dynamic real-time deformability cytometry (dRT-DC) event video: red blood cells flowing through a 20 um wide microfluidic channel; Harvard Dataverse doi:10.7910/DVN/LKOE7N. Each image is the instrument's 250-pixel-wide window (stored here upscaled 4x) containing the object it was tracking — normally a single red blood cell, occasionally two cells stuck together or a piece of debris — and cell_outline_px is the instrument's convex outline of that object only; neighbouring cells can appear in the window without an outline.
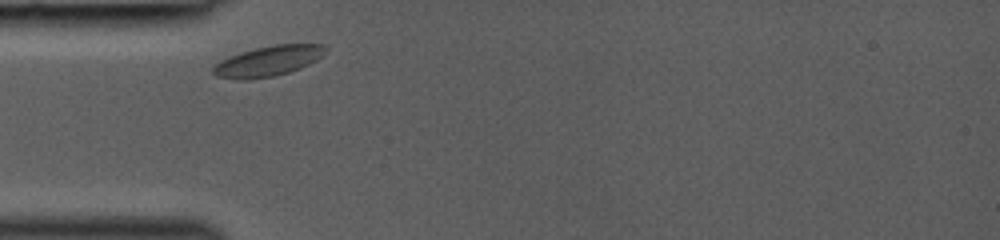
{"species": "common noctule bat (a hibernating species)", "species_latin": "Nyctalus noctula", "temperature_condition": "room temperature", "stored_images_in_passage": 27, "camera_frame_rate_fps": 3000, "um_per_image_px": 0.085, "animal": {"sex": "female", "body_mass_g": 19.0, "forearm_length_mm": 53.3}, "frame": {"image": 1, "passage_image": 2, "time_ms": 0.333, "image_size_px": [1000, 240], "cell_outline_px": [[328, 52], [316, 60], [300, 68], [288, 72], [272, 76], [248, 80], [236, 80], [216, 76], [212, 72], [212, 68], [220, 60], [240, 52], [256, 48], [276, 44], [324, 44], [328, 48]], "centroid_in_image_um": [22.8, 5.19], "position_along_channel_um": 62.2, "area_um2": 19.94}}
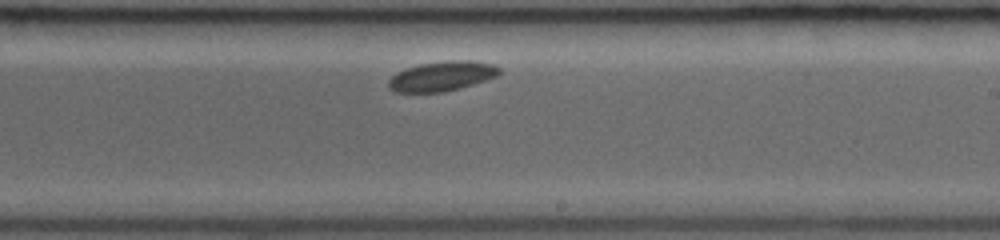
{"frame": {"image": 2, "passage_image": 16, "time_ms": 5.0, "image_size_px": [1000, 240], "cell_outline_px": [[500, 72], [496, 76], [460, 88], [444, 92], [396, 92], [388, 88], [388, 80], [396, 72], [404, 68], [420, 64], [448, 60], [472, 60], [492, 64], [500, 68]], "centroid_in_image_um": [37.52, 6.47], "position_along_channel_um": 251.5, "area_um2": 19.19}}
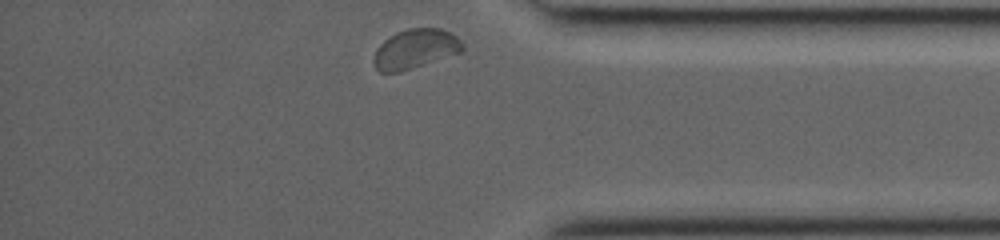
{"frame": {"image": 3, "passage_image": 27, "time_ms": 8.667, "image_size_px": [1000, 240], "cell_outline_px": [[464, 48], [460, 52], [400, 72], [380, 72], [376, 68], [372, 60], [376, 48], [384, 40], [396, 32], [408, 28], [440, 28], [456, 36], [464, 44]], "centroid_in_image_um": [35.26, 4.15], "position_along_channel_um": 399.9, "area_um2": 20.29}}